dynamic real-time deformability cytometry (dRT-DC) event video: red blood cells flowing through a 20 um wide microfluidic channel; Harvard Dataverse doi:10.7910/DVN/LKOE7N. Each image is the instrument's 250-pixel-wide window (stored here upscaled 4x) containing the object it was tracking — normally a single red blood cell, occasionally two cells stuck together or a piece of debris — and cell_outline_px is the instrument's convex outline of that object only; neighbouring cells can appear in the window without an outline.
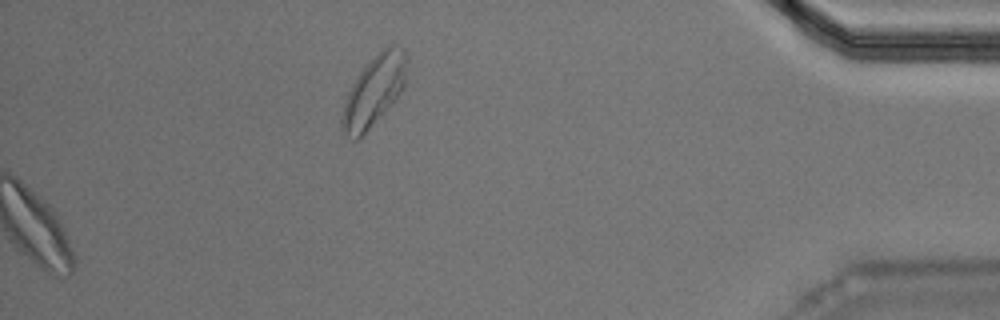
{"species": "Egyptian fruit bat (a non-hibernating species)", "species_latin": "Rousettus aegyptiacus", "temperature_condition": "warm", "stored_images_in_passage": 23, "segment_of_instrument_passage": [2, 2], "camera_frame_rate_fps": 3000, "um_per_image_px": 0.085, "animal": {"sex": "male"}, "frame": {"image": 1, "passage_image": 23, "time_ms": 7.333, "image_size_px": [1000, 320], "cell_outline_px": [[408, 60], [404, 84], [400, 92], [368, 128], [356, 140], [352, 140], [340, 128], [340, 120], [344, 104], [348, 92], [356, 76], [388, 44], [392, 44], [404, 48]], "centroid_in_image_um": [31.78, 7.69], "position_along_channel_um": 403.4, "area_um2": 25.72}}